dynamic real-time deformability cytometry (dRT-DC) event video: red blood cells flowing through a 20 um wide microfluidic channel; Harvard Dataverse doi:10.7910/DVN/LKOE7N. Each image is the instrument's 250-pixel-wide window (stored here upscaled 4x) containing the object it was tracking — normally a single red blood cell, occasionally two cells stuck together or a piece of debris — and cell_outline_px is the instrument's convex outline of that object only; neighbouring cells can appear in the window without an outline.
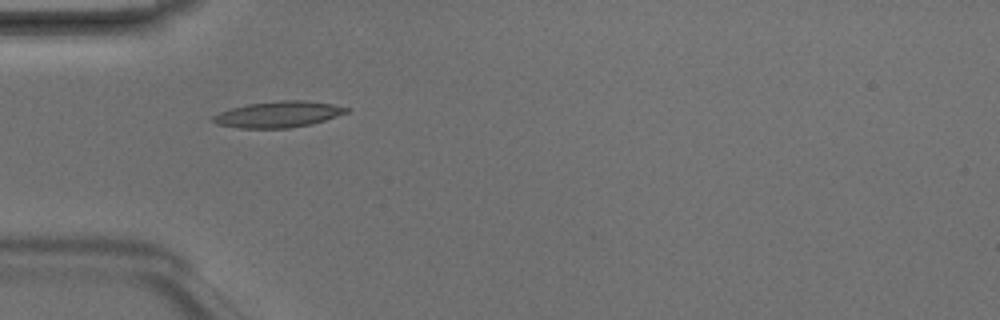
{"species": "Egyptian fruit bat (a non-hibernating species)", "species_latin": "Rousettus aegyptiacus", "temperature_condition": "room temperature", "stored_images_in_passage": 6, "camera_frame_rate_fps": 3000, "um_per_image_px": 0.085, "animal": {"sex": "male"}, "frame": {"image": 1, "passage_image": 3, "time_ms": 0.667, "image_size_px": [1000, 320], "cell_outline_px": [[352, 108], [348, 112], [312, 124], [288, 128], [240, 128], [216, 124], [212, 120], [212, 116], [220, 112], [232, 108], [248, 104], [280, 100], [304, 100], [332, 104]], "centroid_in_image_um": [23.67, 9.72], "position_along_channel_um": 61.3, "area_um2": 20.23}}
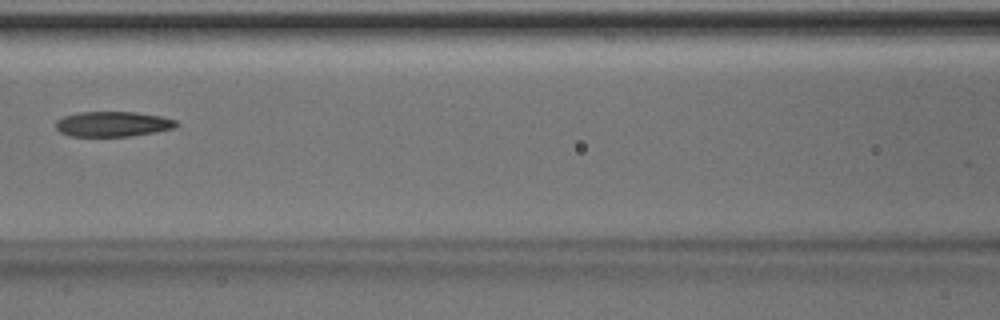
{"frame": {"image": 2, "passage_image": 5, "time_ms": 1.333, "image_size_px": [1000, 320], "cell_outline_px": [[180, 124], [172, 128], [156, 132], [132, 136], [68, 136], [60, 132], [56, 128], [56, 120], [64, 116], [76, 112], [136, 112], [160, 116], [176, 120]], "centroid_in_image_um": [9.57, 10.54], "position_along_channel_um": 157.0, "area_um2": 17.74}}
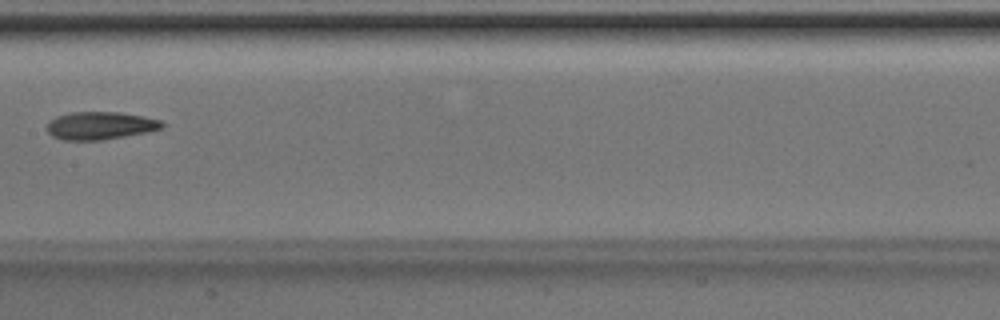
{"frame": {"image": 3, "passage_image": 6, "time_ms": 1.667, "image_size_px": [1000, 320], "cell_outline_px": [[164, 124], [160, 128], [148, 132], [104, 140], [64, 140], [52, 136], [48, 132], [48, 120], [56, 116], [72, 112], [120, 112], [144, 116], [160, 120]], "centroid_in_image_um": [8.5, 10.67], "position_along_channel_um": 198.9, "area_um2": 18.67}}